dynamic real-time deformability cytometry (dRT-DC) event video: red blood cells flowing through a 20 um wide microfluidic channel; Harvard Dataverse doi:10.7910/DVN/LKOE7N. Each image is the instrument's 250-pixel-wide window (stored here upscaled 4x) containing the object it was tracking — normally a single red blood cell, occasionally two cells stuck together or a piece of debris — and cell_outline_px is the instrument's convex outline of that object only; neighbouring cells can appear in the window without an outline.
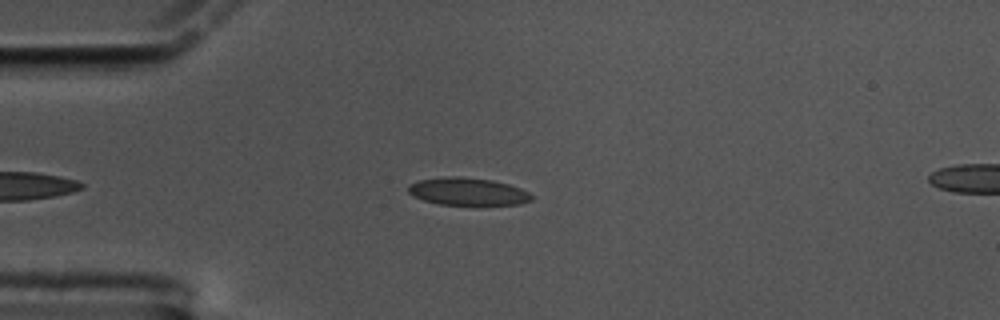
{"species": "common noctule bat (a hibernating species)", "species_latin": "Nyctalus noctula", "temperature_condition": "cold", "stored_images_in_passage": 47, "camera_frame_rate_fps": 3000, "um_per_image_px": 0.085, "animal": {"sex": "male", "body_mass_g": 17.5, "forearm_length_mm": 52.3}, "frame": {"image": 1, "passage_image": 6, "time_ms": 1.667, "image_size_px": [1000, 320], "cell_outline_px": [[532, 200], [520, 204], [440, 204], [424, 200], [412, 196], [408, 192], [408, 184], [420, 180], [448, 176], [456, 176], [492, 180], [508, 184], [520, 188], [528, 192], [532, 196]], "centroid_in_image_um": [39.73, 16.27], "position_along_channel_um": 45.3, "area_um2": 19.54}}
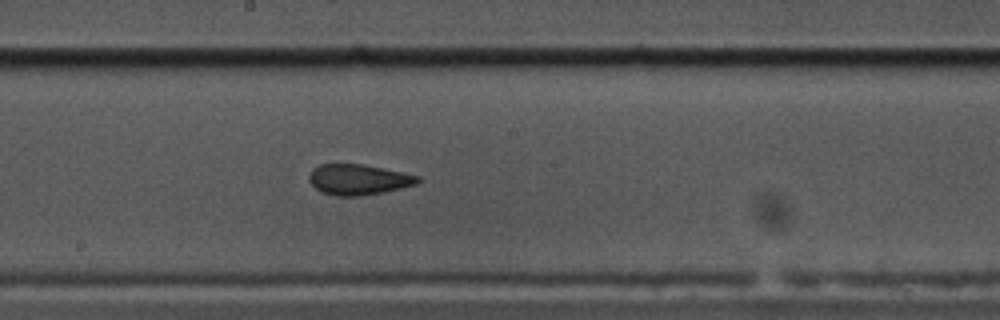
{"frame": {"image": 2, "passage_image": 23, "time_ms": 7.333, "image_size_px": [1000, 320], "cell_outline_px": [[420, 180], [416, 184], [384, 192], [360, 196], [336, 196], [320, 192], [308, 180], [308, 176], [312, 168], [320, 164], [364, 164], [420, 176]], "centroid_in_image_um": [30.43, 15.26], "position_along_channel_um": 217.8, "area_um2": 19.42}}
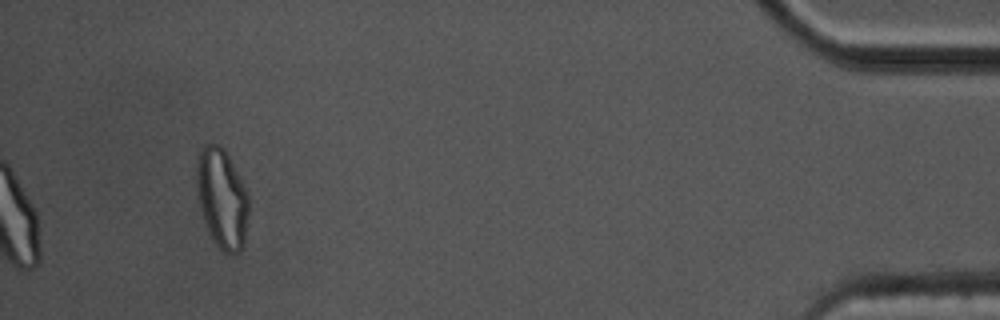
{"frame": {"image": 3, "passage_image": 47, "time_ms": 15.333, "image_size_px": [1000, 320], "cell_outline_px": [[248, 216], [244, 248], [240, 252], [224, 252], [216, 244], [208, 228], [200, 208], [196, 184], [196, 160], [204, 144], [220, 144], [224, 148], [248, 192]], "centroid_in_image_um": [18.88, 16.84], "position_along_channel_um": 416.3, "area_um2": 30.17}, "authors_computed_cell_mechanics": {"area_um2": 19.8832, "velocity_mm_per_s": 3.3459, "shape_relaxation_time_tau1_ms": null, "shape_relaxation_time_tau2_ms": 1.4315, "deformation_change_tau1": null, "deformation_change_tau2": 0.0766}}